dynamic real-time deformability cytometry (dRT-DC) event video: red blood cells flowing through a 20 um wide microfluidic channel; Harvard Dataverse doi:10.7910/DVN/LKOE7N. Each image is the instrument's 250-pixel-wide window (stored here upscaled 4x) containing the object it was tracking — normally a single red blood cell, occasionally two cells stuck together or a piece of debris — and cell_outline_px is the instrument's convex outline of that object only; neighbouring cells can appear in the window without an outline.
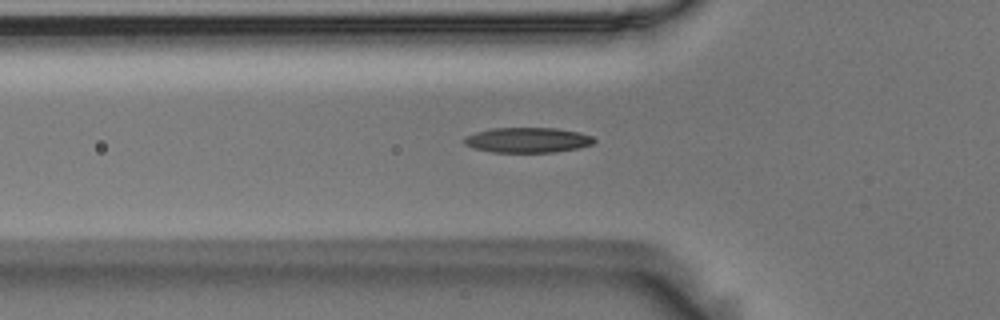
{"species": "Egyptian fruit bat (a non-hibernating species)", "species_latin": "Rousettus aegyptiacus", "temperature_condition": "room temperature", "stored_images_in_passage": 38, "camera_frame_rate_fps": 3000, "um_per_image_px": 0.085, "animal": {"sex": "male"}, "frame": {"image": 1, "passage_image": 2, "time_ms": 0.333, "image_size_px": [1000, 320], "cell_outline_px": [[596, 140], [592, 144], [580, 148], [552, 152], [492, 152], [472, 148], [464, 144], [464, 136], [476, 132], [492, 128], [556, 128], [580, 132], [592, 136]], "centroid_in_image_um": [44.84, 11.9], "position_along_channel_um": 81.0, "area_um2": 19.13}}
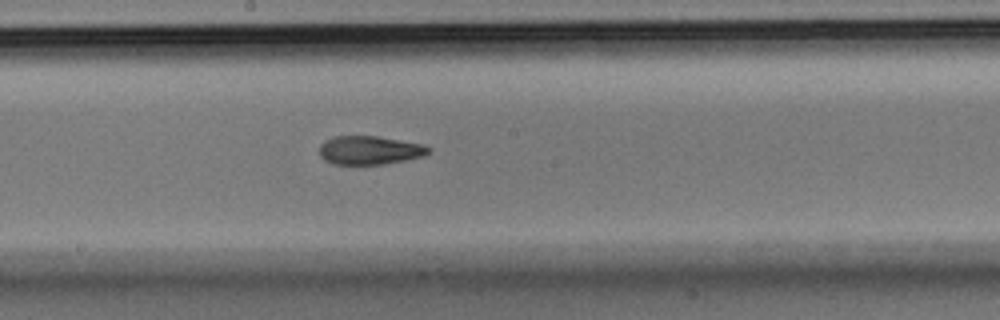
{"frame": {"image": 2, "passage_image": 13, "time_ms": 4.0, "image_size_px": [1000, 320], "cell_outline_px": [[432, 148], [424, 156], [384, 164], [332, 164], [324, 160], [320, 156], [320, 144], [324, 140], [332, 136], [376, 136], [424, 144]], "centroid_in_image_um": [31.4, 12.76], "position_along_channel_um": 216.8, "area_um2": 18.26}}
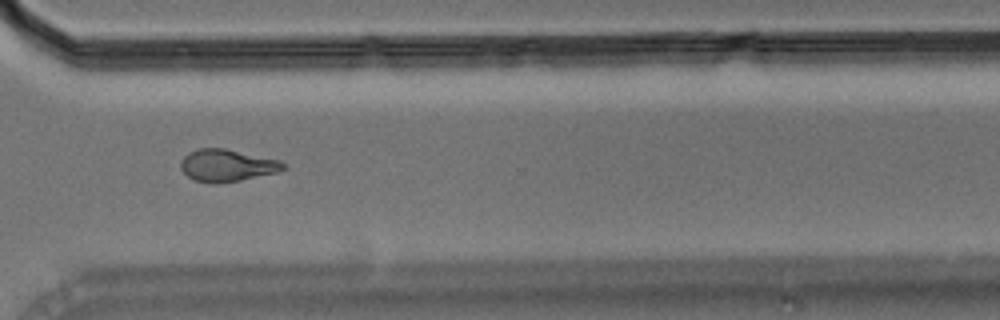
{"frame": {"image": 3, "passage_image": 24, "time_ms": 7.667, "image_size_px": [1000, 320], "cell_outline_px": [[284, 168], [276, 172], [240, 180], [216, 184], [212, 184], [192, 180], [180, 168], [180, 160], [188, 152], [196, 148], [224, 148], [280, 160], [284, 164]], "centroid_in_image_um": [19.22, 14.06], "position_along_channel_um": 351.4, "area_um2": 19.25}, "authors_computed_cell_mechanics": {"area_um2": 19.1607, "velocity_mm_per_s": 3.6748, "shape_relaxation_time_tau1_ms": 10.6945, "shape_relaxation_time_tau2_ms": 2.9876, "deformation_change_tau1": 0.2585, "deformation_change_tau2": 0.109}}